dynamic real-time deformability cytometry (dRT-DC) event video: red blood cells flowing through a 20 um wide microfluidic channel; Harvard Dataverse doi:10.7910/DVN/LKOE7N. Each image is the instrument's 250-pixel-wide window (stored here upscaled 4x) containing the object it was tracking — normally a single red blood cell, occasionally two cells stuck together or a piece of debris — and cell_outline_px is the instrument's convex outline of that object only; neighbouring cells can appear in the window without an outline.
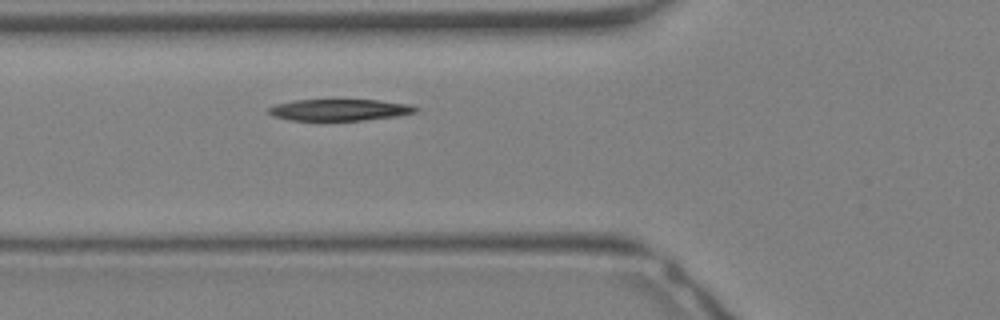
{"species": "Egyptian fruit bat (a non-hibernating species)", "species_latin": "Rousettus aegyptiacus", "temperature_condition": "warm", "stored_images_in_passage": 14, "camera_frame_rate_fps": 3000, "um_per_image_px": 0.085, "animal": {"sex": "female"}, "frame": {"image": 1, "passage_image": 4, "time_ms": 1.0, "image_size_px": [1000, 320], "cell_outline_px": [[420, 108], [416, 112], [396, 116], [364, 120], [288, 120], [272, 116], [268, 112], [268, 108], [276, 104], [292, 100], [332, 96], [376, 100], [412, 104]], "centroid_in_image_um": [28.83, 9.28], "position_along_channel_um": 97.0, "area_um2": 19.71}}
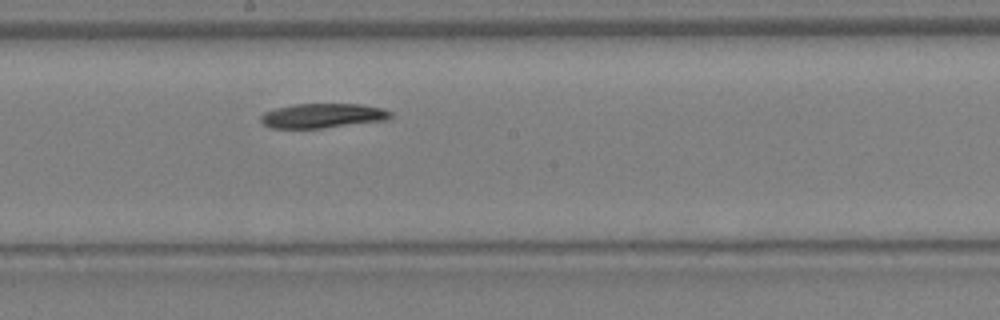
{"frame": {"image": 2, "passage_image": 10, "time_ms": 3.0, "image_size_px": [1000, 320], "cell_outline_px": [[392, 116], [388, 120], [320, 128], [272, 128], [264, 124], [260, 120], [260, 116], [264, 112], [276, 108], [292, 104], [360, 104], [384, 108], [392, 112]], "centroid_in_image_um": [27.44, 9.83], "position_along_channel_um": 220.8, "area_um2": 18.61}}
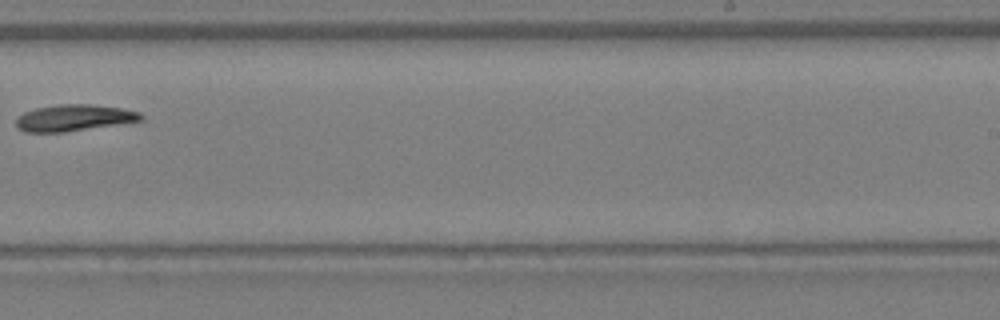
{"frame": {"image": 3, "passage_image": 13, "time_ms": 4.0, "image_size_px": [1000, 320], "cell_outline_px": [[144, 120], [64, 132], [24, 132], [16, 124], [16, 120], [24, 112], [36, 108], [60, 104], [88, 104], [120, 108], [140, 112], [144, 116]], "centroid_in_image_um": [6.31, 10.01], "position_along_channel_um": 282.7, "area_um2": 19.02}}